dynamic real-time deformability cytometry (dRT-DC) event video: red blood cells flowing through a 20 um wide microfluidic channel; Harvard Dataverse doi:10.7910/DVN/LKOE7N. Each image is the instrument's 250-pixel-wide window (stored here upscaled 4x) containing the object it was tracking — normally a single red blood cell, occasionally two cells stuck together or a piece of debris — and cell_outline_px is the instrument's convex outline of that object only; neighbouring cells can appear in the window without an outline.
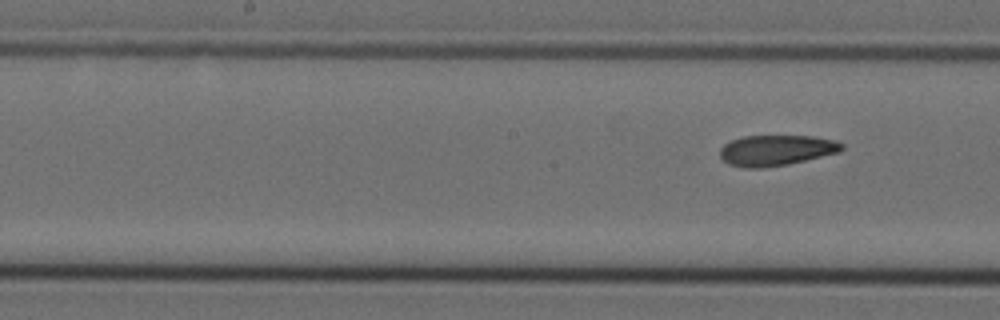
{"species": "Egyptian fruit bat (a non-hibernating species)", "species_latin": "Rousettus aegyptiacus", "temperature_condition": "cold", "stored_images_in_passage": 11, "segment_of_instrument_passage": [2, 2], "camera_frame_rate_fps": 3000, "um_per_image_px": 0.085, "animal": {"sex": "female"}, "frame": {"image": 1, "passage_image": 11, "time_ms": 3.333, "image_size_px": [1000, 320], "cell_outline_px": [[844, 148], [840, 152], [788, 164], [760, 168], [744, 168], [728, 164], [720, 156], [720, 148], [724, 144], [732, 140], [744, 136], [816, 136], [836, 140], [844, 144]], "centroid_in_image_um": [66.0, 12.77], "position_along_channel_um": 182.2, "area_um2": 21.85}}